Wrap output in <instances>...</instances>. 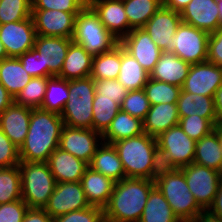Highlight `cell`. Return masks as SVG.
Masks as SVG:
<instances>
[{"label":"cell","mask_w":222,"mask_h":222,"mask_svg":"<svg viewBox=\"0 0 222 222\" xmlns=\"http://www.w3.org/2000/svg\"><path fill=\"white\" fill-rule=\"evenodd\" d=\"M63 126L60 114L41 108L32 109L28 133L19 148L20 161L47 162L59 147Z\"/></svg>","instance_id":"6da1fadb"},{"label":"cell","mask_w":222,"mask_h":222,"mask_svg":"<svg viewBox=\"0 0 222 222\" xmlns=\"http://www.w3.org/2000/svg\"><path fill=\"white\" fill-rule=\"evenodd\" d=\"M154 187L146 178H124L115 182L110 200L103 208L105 222H139Z\"/></svg>","instance_id":"7a4b0ae2"},{"label":"cell","mask_w":222,"mask_h":222,"mask_svg":"<svg viewBox=\"0 0 222 222\" xmlns=\"http://www.w3.org/2000/svg\"><path fill=\"white\" fill-rule=\"evenodd\" d=\"M156 145V138L146 133L113 143L122 162L126 178H149L153 150Z\"/></svg>","instance_id":"3957f363"},{"label":"cell","mask_w":222,"mask_h":222,"mask_svg":"<svg viewBox=\"0 0 222 222\" xmlns=\"http://www.w3.org/2000/svg\"><path fill=\"white\" fill-rule=\"evenodd\" d=\"M22 200L29 208L44 209L56 181L47 162L20 161Z\"/></svg>","instance_id":"277c9868"},{"label":"cell","mask_w":222,"mask_h":222,"mask_svg":"<svg viewBox=\"0 0 222 222\" xmlns=\"http://www.w3.org/2000/svg\"><path fill=\"white\" fill-rule=\"evenodd\" d=\"M69 98L60 114L64 125L92 129L95 85L92 77L68 80Z\"/></svg>","instance_id":"5b68a950"},{"label":"cell","mask_w":222,"mask_h":222,"mask_svg":"<svg viewBox=\"0 0 222 222\" xmlns=\"http://www.w3.org/2000/svg\"><path fill=\"white\" fill-rule=\"evenodd\" d=\"M73 41L82 45L93 56L110 51L120 43L103 26L98 15L88 4L75 18Z\"/></svg>","instance_id":"8992f818"},{"label":"cell","mask_w":222,"mask_h":222,"mask_svg":"<svg viewBox=\"0 0 222 222\" xmlns=\"http://www.w3.org/2000/svg\"><path fill=\"white\" fill-rule=\"evenodd\" d=\"M155 186L163 194L181 222H189L201 210L180 169L159 180Z\"/></svg>","instance_id":"52a82bcc"},{"label":"cell","mask_w":222,"mask_h":222,"mask_svg":"<svg viewBox=\"0 0 222 222\" xmlns=\"http://www.w3.org/2000/svg\"><path fill=\"white\" fill-rule=\"evenodd\" d=\"M209 35L206 31L181 22L169 52L190 64L206 62Z\"/></svg>","instance_id":"ba28073f"},{"label":"cell","mask_w":222,"mask_h":222,"mask_svg":"<svg viewBox=\"0 0 222 222\" xmlns=\"http://www.w3.org/2000/svg\"><path fill=\"white\" fill-rule=\"evenodd\" d=\"M180 170L184 173L187 186L199 207L209 209L222 180V173L194 162Z\"/></svg>","instance_id":"9c48e42d"},{"label":"cell","mask_w":222,"mask_h":222,"mask_svg":"<svg viewBox=\"0 0 222 222\" xmlns=\"http://www.w3.org/2000/svg\"><path fill=\"white\" fill-rule=\"evenodd\" d=\"M102 141V134L93 129L64 125L59 148L89 164Z\"/></svg>","instance_id":"30bf717a"},{"label":"cell","mask_w":222,"mask_h":222,"mask_svg":"<svg viewBox=\"0 0 222 222\" xmlns=\"http://www.w3.org/2000/svg\"><path fill=\"white\" fill-rule=\"evenodd\" d=\"M90 206L83 191L81 181L61 182L56 183L44 210L54 219L60 215L75 210L86 209Z\"/></svg>","instance_id":"8fae6325"},{"label":"cell","mask_w":222,"mask_h":222,"mask_svg":"<svg viewBox=\"0 0 222 222\" xmlns=\"http://www.w3.org/2000/svg\"><path fill=\"white\" fill-rule=\"evenodd\" d=\"M36 36L32 16L0 25V41L5 47L7 57H19L34 48Z\"/></svg>","instance_id":"7c38bea8"},{"label":"cell","mask_w":222,"mask_h":222,"mask_svg":"<svg viewBox=\"0 0 222 222\" xmlns=\"http://www.w3.org/2000/svg\"><path fill=\"white\" fill-rule=\"evenodd\" d=\"M156 140L177 169L193 163L196 141L184 133L179 124L161 133Z\"/></svg>","instance_id":"4fadbf2b"},{"label":"cell","mask_w":222,"mask_h":222,"mask_svg":"<svg viewBox=\"0 0 222 222\" xmlns=\"http://www.w3.org/2000/svg\"><path fill=\"white\" fill-rule=\"evenodd\" d=\"M79 13L60 10H32L37 35L73 39L75 18Z\"/></svg>","instance_id":"5bb4252c"},{"label":"cell","mask_w":222,"mask_h":222,"mask_svg":"<svg viewBox=\"0 0 222 222\" xmlns=\"http://www.w3.org/2000/svg\"><path fill=\"white\" fill-rule=\"evenodd\" d=\"M222 85V68L211 62L191 64L182 90L192 94L214 96Z\"/></svg>","instance_id":"9a60e30c"},{"label":"cell","mask_w":222,"mask_h":222,"mask_svg":"<svg viewBox=\"0 0 222 222\" xmlns=\"http://www.w3.org/2000/svg\"><path fill=\"white\" fill-rule=\"evenodd\" d=\"M181 22L180 13L162 5L142 29L162 52H169L173 36Z\"/></svg>","instance_id":"2e32d148"},{"label":"cell","mask_w":222,"mask_h":222,"mask_svg":"<svg viewBox=\"0 0 222 222\" xmlns=\"http://www.w3.org/2000/svg\"><path fill=\"white\" fill-rule=\"evenodd\" d=\"M120 44L130 53L149 74L153 71L162 51L150 36L141 29H132Z\"/></svg>","instance_id":"e0dca14e"},{"label":"cell","mask_w":222,"mask_h":222,"mask_svg":"<svg viewBox=\"0 0 222 222\" xmlns=\"http://www.w3.org/2000/svg\"><path fill=\"white\" fill-rule=\"evenodd\" d=\"M88 5L98 15L103 26L119 42L130 32V25L123 1L91 0Z\"/></svg>","instance_id":"ac0fdd59"},{"label":"cell","mask_w":222,"mask_h":222,"mask_svg":"<svg viewBox=\"0 0 222 222\" xmlns=\"http://www.w3.org/2000/svg\"><path fill=\"white\" fill-rule=\"evenodd\" d=\"M180 16L183 23L209 34L222 26L217 0H191Z\"/></svg>","instance_id":"d6986e66"},{"label":"cell","mask_w":222,"mask_h":222,"mask_svg":"<svg viewBox=\"0 0 222 222\" xmlns=\"http://www.w3.org/2000/svg\"><path fill=\"white\" fill-rule=\"evenodd\" d=\"M73 39L53 36H36L34 49L42 56L43 67H47V77L58 76Z\"/></svg>","instance_id":"ffe728a7"},{"label":"cell","mask_w":222,"mask_h":222,"mask_svg":"<svg viewBox=\"0 0 222 222\" xmlns=\"http://www.w3.org/2000/svg\"><path fill=\"white\" fill-rule=\"evenodd\" d=\"M31 111V108L13 102L0 114V129L18 148L27 136Z\"/></svg>","instance_id":"44dd1931"},{"label":"cell","mask_w":222,"mask_h":222,"mask_svg":"<svg viewBox=\"0 0 222 222\" xmlns=\"http://www.w3.org/2000/svg\"><path fill=\"white\" fill-rule=\"evenodd\" d=\"M47 164L56 183L79 182L89 167L88 163L76 158L59 147L50 155Z\"/></svg>","instance_id":"7402d4cb"},{"label":"cell","mask_w":222,"mask_h":222,"mask_svg":"<svg viewBox=\"0 0 222 222\" xmlns=\"http://www.w3.org/2000/svg\"><path fill=\"white\" fill-rule=\"evenodd\" d=\"M191 64L172 52H162L150 78L182 88Z\"/></svg>","instance_id":"603a6c76"},{"label":"cell","mask_w":222,"mask_h":222,"mask_svg":"<svg viewBox=\"0 0 222 222\" xmlns=\"http://www.w3.org/2000/svg\"><path fill=\"white\" fill-rule=\"evenodd\" d=\"M179 114L176 103H160L151 105L143 120V131L157 138L161 133L179 124Z\"/></svg>","instance_id":"cb8c5ba5"},{"label":"cell","mask_w":222,"mask_h":222,"mask_svg":"<svg viewBox=\"0 0 222 222\" xmlns=\"http://www.w3.org/2000/svg\"><path fill=\"white\" fill-rule=\"evenodd\" d=\"M81 183L90 205L104 208L108 204L115 184L111 178L88 167Z\"/></svg>","instance_id":"d4e9b609"},{"label":"cell","mask_w":222,"mask_h":222,"mask_svg":"<svg viewBox=\"0 0 222 222\" xmlns=\"http://www.w3.org/2000/svg\"><path fill=\"white\" fill-rule=\"evenodd\" d=\"M93 55L86 49L72 41L63 62L60 74L57 76L66 80L82 79L90 77Z\"/></svg>","instance_id":"484cf974"},{"label":"cell","mask_w":222,"mask_h":222,"mask_svg":"<svg viewBox=\"0 0 222 222\" xmlns=\"http://www.w3.org/2000/svg\"><path fill=\"white\" fill-rule=\"evenodd\" d=\"M88 165L92 170L111 178L114 182L126 178L122 162L113 144L102 142Z\"/></svg>","instance_id":"4316f807"},{"label":"cell","mask_w":222,"mask_h":222,"mask_svg":"<svg viewBox=\"0 0 222 222\" xmlns=\"http://www.w3.org/2000/svg\"><path fill=\"white\" fill-rule=\"evenodd\" d=\"M176 104L179 117L198 115L208 119L214 126H216L213 97L192 94L181 89Z\"/></svg>","instance_id":"83f0119b"},{"label":"cell","mask_w":222,"mask_h":222,"mask_svg":"<svg viewBox=\"0 0 222 222\" xmlns=\"http://www.w3.org/2000/svg\"><path fill=\"white\" fill-rule=\"evenodd\" d=\"M143 133V121L120 110L111 121L107 130L102 134V142L113 144L118 140L134 137Z\"/></svg>","instance_id":"f1b7e54d"},{"label":"cell","mask_w":222,"mask_h":222,"mask_svg":"<svg viewBox=\"0 0 222 222\" xmlns=\"http://www.w3.org/2000/svg\"><path fill=\"white\" fill-rule=\"evenodd\" d=\"M31 79L18 57L0 61V83L14 98Z\"/></svg>","instance_id":"f546056e"},{"label":"cell","mask_w":222,"mask_h":222,"mask_svg":"<svg viewBox=\"0 0 222 222\" xmlns=\"http://www.w3.org/2000/svg\"><path fill=\"white\" fill-rule=\"evenodd\" d=\"M150 74L121 45V66L117 80L128 90L144 89Z\"/></svg>","instance_id":"4dcf8cb0"},{"label":"cell","mask_w":222,"mask_h":222,"mask_svg":"<svg viewBox=\"0 0 222 222\" xmlns=\"http://www.w3.org/2000/svg\"><path fill=\"white\" fill-rule=\"evenodd\" d=\"M193 162L222 173V147L215 130L196 141Z\"/></svg>","instance_id":"1f68e13d"},{"label":"cell","mask_w":222,"mask_h":222,"mask_svg":"<svg viewBox=\"0 0 222 222\" xmlns=\"http://www.w3.org/2000/svg\"><path fill=\"white\" fill-rule=\"evenodd\" d=\"M139 222H181L163 194L155 186L148 196Z\"/></svg>","instance_id":"d6a6232c"},{"label":"cell","mask_w":222,"mask_h":222,"mask_svg":"<svg viewBox=\"0 0 222 222\" xmlns=\"http://www.w3.org/2000/svg\"><path fill=\"white\" fill-rule=\"evenodd\" d=\"M121 66V44L105 53L93 56L90 77L94 80L117 79Z\"/></svg>","instance_id":"836d02e7"},{"label":"cell","mask_w":222,"mask_h":222,"mask_svg":"<svg viewBox=\"0 0 222 222\" xmlns=\"http://www.w3.org/2000/svg\"><path fill=\"white\" fill-rule=\"evenodd\" d=\"M125 13L132 29H141L163 5V0H124Z\"/></svg>","instance_id":"e575fe53"},{"label":"cell","mask_w":222,"mask_h":222,"mask_svg":"<svg viewBox=\"0 0 222 222\" xmlns=\"http://www.w3.org/2000/svg\"><path fill=\"white\" fill-rule=\"evenodd\" d=\"M68 80L57 76L48 79L41 109L61 114L69 98Z\"/></svg>","instance_id":"d590c367"},{"label":"cell","mask_w":222,"mask_h":222,"mask_svg":"<svg viewBox=\"0 0 222 222\" xmlns=\"http://www.w3.org/2000/svg\"><path fill=\"white\" fill-rule=\"evenodd\" d=\"M22 199L19 165L0 168V204Z\"/></svg>","instance_id":"8d00e7d4"},{"label":"cell","mask_w":222,"mask_h":222,"mask_svg":"<svg viewBox=\"0 0 222 222\" xmlns=\"http://www.w3.org/2000/svg\"><path fill=\"white\" fill-rule=\"evenodd\" d=\"M92 111V129L103 134L120 111V105L111 98L94 97Z\"/></svg>","instance_id":"74e56055"},{"label":"cell","mask_w":222,"mask_h":222,"mask_svg":"<svg viewBox=\"0 0 222 222\" xmlns=\"http://www.w3.org/2000/svg\"><path fill=\"white\" fill-rule=\"evenodd\" d=\"M49 78L32 77L29 83L14 98V102L31 109L41 108Z\"/></svg>","instance_id":"f35d334b"},{"label":"cell","mask_w":222,"mask_h":222,"mask_svg":"<svg viewBox=\"0 0 222 222\" xmlns=\"http://www.w3.org/2000/svg\"><path fill=\"white\" fill-rule=\"evenodd\" d=\"M144 90L150 105H156L160 103H177L181 88L149 78Z\"/></svg>","instance_id":"ab89813d"},{"label":"cell","mask_w":222,"mask_h":222,"mask_svg":"<svg viewBox=\"0 0 222 222\" xmlns=\"http://www.w3.org/2000/svg\"><path fill=\"white\" fill-rule=\"evenodd\" d=\"M32 16V0H0V25Z\"/></svg>","instance_id":"60d3db41"},{"label":"cell","mask_w":222,"mask_h":222,"mask_svg":"<svg viewBox=\"0 0 222 222\" xmlns=\"http://www.w3.org/2000/svg\"><path fill=\"white\" fill-rule=\"evenodd\" d=\"M150 106L145 90L140 89L127 92L126 97L120 105V110L143 121Z\"/></svg>","instance_id":"b9f144b4"},{"label":"cell","mask_w":222,"mask_h":222,"mask_svg":"<svg viewBox=\"0 0 222 222\" xmlns=\"http://www.w3.org/2000/svg\"><path fill=\"white\" fill-rule=\"evenodd\" d=\"M179 126L194 141L210 134L215 126L206 118L198 115L180 117Z\"/></svg>","instance_id":"7bdbcfd3"},{"label":"cell","mask_w":222,"mask_h":222,"mask_svg":"<svg viewBox=\"0 0 222 222\" xmlns=\"http://www.w3.org/2000/svg\"><path fill=\"white\" fill-rule=\"evenodd\" d=\"M176 170L177 168L170 160V156L167 154V152L159 145H156L153 150V159L148 180L155 184Z\"/></svg>","instance_id":"ee69618b"},{"label":"cell","mask_w":222,"mask_h":222,"mask_svg":"<svg viewBox=\"0 0 222 222\" xmlns=\"http://www.w3.org/2000/svg\"><path fill=\"white\" fill-rule=\"evenodd\" d=\"M94 85V97L111 98L119 105H121L128 92L117 79L94 80Z\"/></svg>","instance_id":"f6af8a7d"},{"label":"cell","mask_w":222,"mask_h":222,"mask_svg":"<svg viewBox=\"0 0 222 222\" xmlns=\"http://www.w3.org/2000/svg\"><path fill=\"white\" fill-rule=\"evenodd\" d=\"M85 0H32V10H60L79 13L85 6Z\"/></svg>","instance_id":"bcb514c9"},{"label":"cell","mask_w":222,"mask_h":222,"mask_svg":"<svg viewBox=\"0 0 222 222\" xmlns=\"http://www.w3.org/2000/svg\"><path fill=\"white\" fill-rule=\"evenodd\" d=\"M54 222H105L104 210L98 206L75 210L54 218Z\"/></svg>","instance_id":"7dc6e473"},{"label":"cell","mask_w":222,"mask_h":222,"mask_svg":"<svg viewBox=\"0 0 222 222\" xmlns=\"http://www.w3.org/2000/svg\"><path fill=\"white\" fill-rule=\"evenodd\" d=\"M18 58L31 77H47V67H43L42 56L34 48Z\"/></svg>","instance_id":"c3c4849f"},{"label":"cell","mask_w":222,"mask_h":222,"mask_svg":"<svg viewBox=\"0 0 222 222\" xmlns=\"http://www.w3.org/2000/svg\"><path fill=\"white\" fill-rule=\"evenodd\" d=\"M19 148L0 129V168L19 165Z\"/></svg>","instance_id":"681fc988"},{"label":"cell","mask_w":222,"mask_h":222,"mask_svg":"<svg viewBox=\"0 0 222 222\" xmlns=\"http://www.w3.org/2000/svg\"><path fill=\"white\" fill-rule=\"evenodd\" d=\"M28 208L22 199L0 204V222H22Z\"/></svg>","instance_id":"f907efd6"},{"label":"cell","mask_w":222,"mask_h":222,"mask_svg":"<svg viewBox=\"0 0 222 222\" xmlns=\"http://www.w3.org/2000/svg\"><path fill=\"white\" fill-rule=\"evenodd\" d=\"M207 61L222 68V26L209 35Z\"/></svg>","instance_id":"816d5d0a"},{"label":"cell","mask_w":222,"mask_h":222,"mask_svg":"<svg viewBox=\"0 0 222 222\" xmlns=\"http://www.w3.org/2000/svg\"><path fill=\"white\" fill-rule=\"evenodd\" d=\"M22 222H54V219L44 209L28 208Z\"/></svg>","instance_id":"f5cc1de1"},{"label":"cell","mask_w":222,"mask_h":222,"mask_svg":"<svg viewBox=\"0 0 222 222\" xmlns=\"http://www.w3.org/2000/svg\"><path fill=\"white\" fill-rule=\"evenodd\" d=\"M189 222H222V217L215 215L210 209H201Z\"/></svg>","instance_id":"db71d44e"},{"label":"cell","mask_w":222,"mask_h":222,"mask_svg":"<svg viewBox=\"0 0 222 222\" xmlns=\"http://www.w3.org/2000/svg\"><path fill=\"white\" fill-rule=\"evenodd\" d=\"M215 104L216 126L222 124V85L215 91L213 96Z\"/></svg>","instance_id":"11a10c76"},{"label":"cell","mask_w":222,"mask_h":222,"mask_svg":"<svg viewBox=\"0 0 222 222\" xmlns=\"http://www.w3.org/2000/svg\"><path fill=\"white\" fill-rule=\"evenodd\" d=\"M13 102L14 97L0 83V114Z\"/></svg>","instance_id":"9f6ffc18"},{"label":"cell","mask_w":222,"mask_h":222,"mask_svg":"<svg viewBox=\"0 0 222 222\" xmlns=\"http://www.w3.org/2000/svg\"><path fill=\"white\" fill-rule=\"evenodd\" d=\"M215 215L222 217V180L219 184L218 191L211 207L209 208Z\"/></svg>","instance_id":"6f0895ef"},{"label":"cell","mask_w":222,"mask_h":222,"mask_svg":"<svg viewBox=\"0 0 222 222\" xmlns=\"http://www.w3.org/2000/svg\"><path fill=\"white\" fill-rule=\"evenodd\" d=\"M191 0H163V6L180 13Z\"/></svg>","instance_id":"680465c9"},{"label":"cell","mask_w":222,"mask_h":222,"mask_svg":"<svg viewBox=\"0 0 222 222\" xmlns=\"http://www.w3.org/2000/svg\"><path fill=\"white\" fill-rule=\"evenodd\" d=\"M214 130L218 133L220 146L222 147V124L215 126Z\"/></svg>","instance_id":"91938a15"},{"label":"cell","mask_w":222,"mask_h":222,"mask_svg":"<svg viewBox=\"0 0 222 222\" xmlns=\"http://www.w3.org/2000/svg\"><path fill=\"white\" fill-rule=\"evenodd\" d=\"M7 57V52L5 50V47L3 46V44L0 41V61H2L3 59H6Z\"/></svg>","instance_id":"94428289"},{"label":"cell","mask_w":222,"mask_h":222,"mask_svg":"<svg viewBox=\"0 0 222 222\" xmlns=\"http://www.w3.org/2000/svg\"><path fill=\"white\" fill-rule=\"evenodd\" d=\"M217 4H218V9H219V13H220V20H221V24H222V0H217Z\"/></svg>","instance_id":"6125c7cd"}]
</instances>
